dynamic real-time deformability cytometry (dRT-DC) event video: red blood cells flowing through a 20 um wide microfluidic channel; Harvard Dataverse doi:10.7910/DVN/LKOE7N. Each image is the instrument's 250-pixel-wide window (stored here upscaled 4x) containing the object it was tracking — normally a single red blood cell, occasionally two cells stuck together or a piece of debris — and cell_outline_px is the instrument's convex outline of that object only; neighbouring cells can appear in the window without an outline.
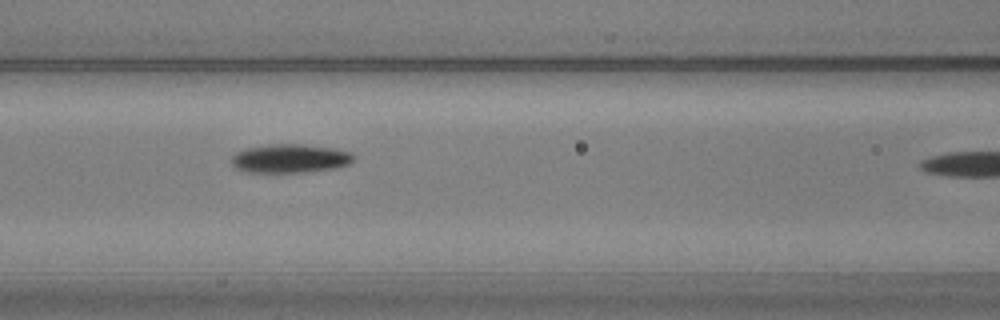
{"species": "common noctule bat (a hibernating species)", "species_latin": "Nyctalus noctula", "temperature_condition": "warm", "stored_images_in_passage": 28, "camera_frame_rate_fps": 3000, "um_per_image_px": 0.085, "animal": {"sex": "male", "body_mass_g": 20.5, "forearm_length_mm": 52.5}, "frame": {"image": 1, "passage_image": 24, "time_ms": 7.667, "image_size_px": [1000, 320], "cell_outline_px": [[356, 156], [348, 164], [332, 168], [304, 172], [248, 172], [236, 168], [232, 164], [232, 156], [236, 152], [248, 148], [268, 144], [300, 144], [332, 148], [352, 152]], "centroid_in_image_um": [24.65, 13.46], "position_along_channel_um": 142.0, "area_um2": 20.23}}